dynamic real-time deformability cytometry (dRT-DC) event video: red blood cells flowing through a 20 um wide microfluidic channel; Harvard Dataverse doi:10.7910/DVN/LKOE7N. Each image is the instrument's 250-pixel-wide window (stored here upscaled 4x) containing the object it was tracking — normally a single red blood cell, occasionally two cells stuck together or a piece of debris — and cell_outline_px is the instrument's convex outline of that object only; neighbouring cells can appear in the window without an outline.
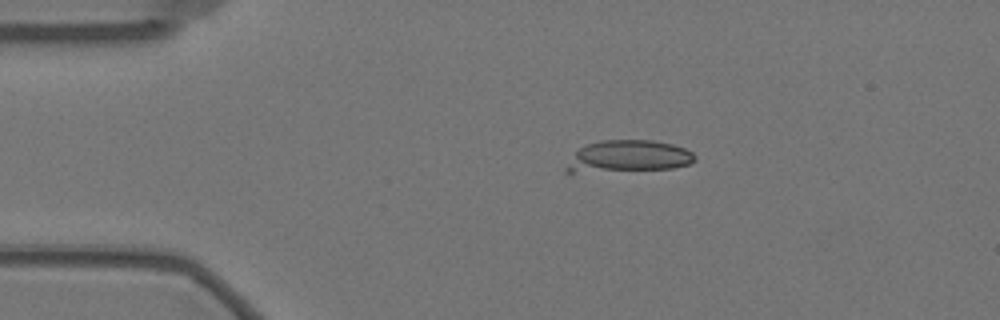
{"species": "Egyptian fruit bat (a non-hibernating species)", "species_latin": "Rousettus aegyptiacus", "temperature_condition": "warm", "stored_images_in_passage": 10, "camera_frame_rate_fps": 3000, "um_per_image_px": 0.085, "animal": {"sex": "female"}, "frame": {"image": 1, "passage_image": 3, "time_ms": 0.667, "image_size_px": [1000, 320], "cell_outline_px": [[696, 160], [688, 164], [672, 168], [572, 172], [564, 172], [564, 168], [576, 152], [580, 148], [588, 144], [600, 140], [652, 140], [672, 144], [684, 148], [692, 152], [696, 156]], "centroid_in_image_um": [53.42, 13.27], "position_along_channel_um": 31.6, "area_um2": 23.47}}
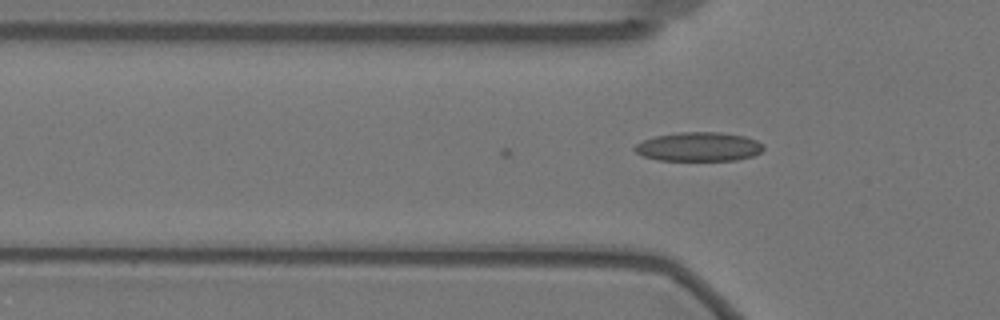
{"frame": {"image": 2, "passage_image": 10, "time_ms": 3.0, "image_size_px": [1000, 320], "cell_outline_px": [[764, 148], [760, 152], [752, 156], [736, 160], [660, 160], [644, 156], [636, 152], [632, 148], [636, 144], [644, 140], [656, 136], [680, 132], [720, 132], [744, 136], [756, 140], [764, 144]], "centroid_in_image_um": [59.41, 12.47], "position_along_channel_um": 66.4, "area_um2": 21.68}}